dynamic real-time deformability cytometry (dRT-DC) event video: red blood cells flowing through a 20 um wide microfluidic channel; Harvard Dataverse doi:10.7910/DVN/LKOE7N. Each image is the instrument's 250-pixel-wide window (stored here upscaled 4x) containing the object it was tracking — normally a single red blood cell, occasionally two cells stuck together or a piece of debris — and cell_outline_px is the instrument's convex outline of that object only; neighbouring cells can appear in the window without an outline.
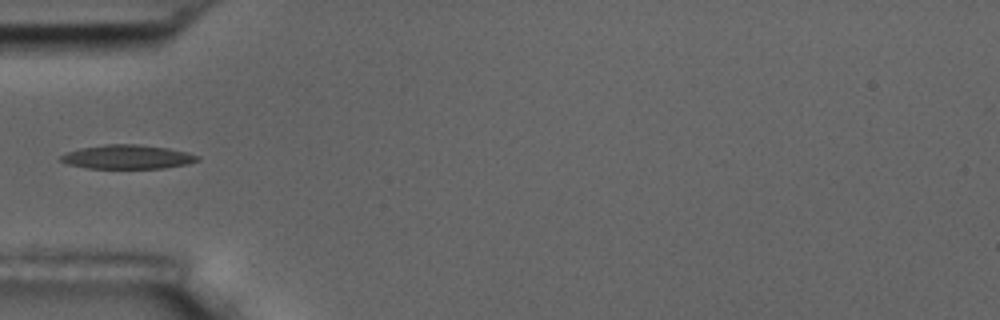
{"species": "common noctule bat (a hibernating species)", "species_latin": "Nyctalus noctula", "temperature_condition": "room temperature", "stored_images_in_passage": 6, "camera_frame_rate_fps": 3000, "um_per_image_px": 0.085, "animal": {"sex": "male", "body_mass_g": 17.5, "forearm_length_mm": 52.3}, "frame": {"image": 1, "passage_image": 6, "time_ms": 5.667, "image_size_px": [1000, 320], "cell_outline_px": [[200, 160], [188, 164], [164, 168], [88, 168], [68, 164], [60, 160], [60, 156], [64, 152], [80, 148], [104, 144], [136, 144], [164, 148], [184, 152], [200, 156]], "centroid_in_image_um": [10.79, 13.34], "position_along_channel_um": 74.2, "area_um2": 19.02}}